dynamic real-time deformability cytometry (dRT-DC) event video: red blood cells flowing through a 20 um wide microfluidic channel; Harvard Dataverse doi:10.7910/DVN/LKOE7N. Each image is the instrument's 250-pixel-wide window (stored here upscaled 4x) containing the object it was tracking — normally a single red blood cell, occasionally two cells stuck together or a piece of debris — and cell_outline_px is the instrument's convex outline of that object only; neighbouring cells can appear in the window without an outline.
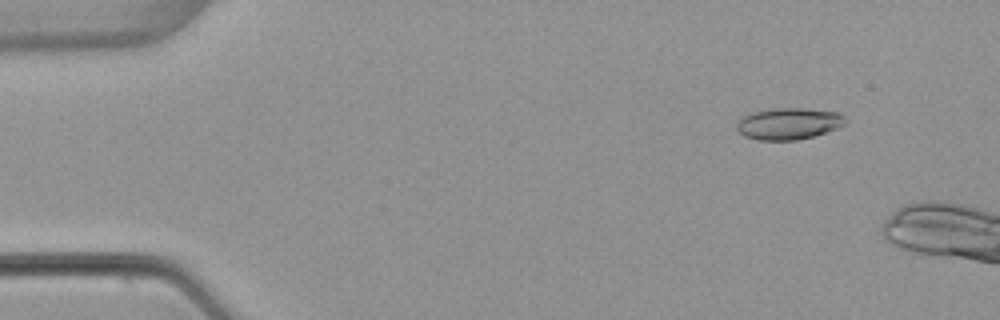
{"species": "common noctule bat (a hibernating species)", "species_latin": "Nyctalus noctula", "temperature_condition": "warm", "stored_images_in_passage": 17, "camera_frame_rate_fps": 3000, "um_per_image_px": 0.085, "animal": {"sex": "female", "body_mass_g": 22.7, "forearm_length_mm": 54.2}, "frame": {"image": 1, "passage_image": 6, "time_ms": 1.667, "image_size_px": [1000, 320], "cell_outline_px": [[848, 120], [844, 124], [836, 128], [812, 136], [796, 140], [756, 140], [744, 136], [736, 128], [736, 124], [744, 116], [752, 112], [776, 108], [804, 108], [840, 112]], "centroid_in_image_um": [67.04, 10.5], "position_along_channel_um": 18.0, "area_um2": 19.94}}